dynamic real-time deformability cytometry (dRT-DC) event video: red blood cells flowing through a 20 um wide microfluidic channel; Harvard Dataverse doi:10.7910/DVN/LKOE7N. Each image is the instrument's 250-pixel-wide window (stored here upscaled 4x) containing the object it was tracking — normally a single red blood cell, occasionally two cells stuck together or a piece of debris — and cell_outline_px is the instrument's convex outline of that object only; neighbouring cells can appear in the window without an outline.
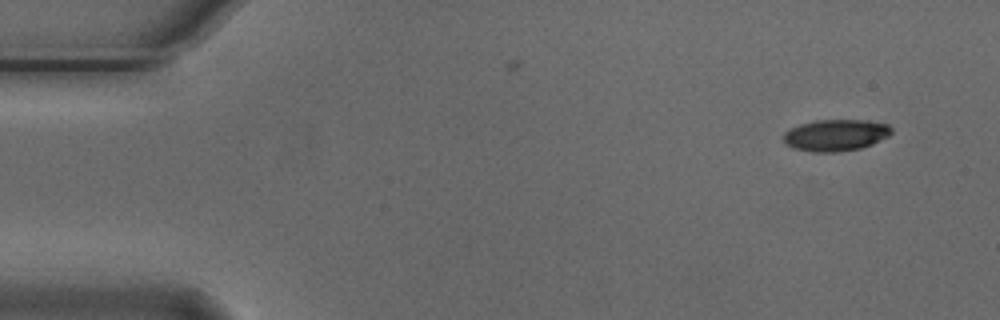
{"species": "Egyptian fruit bat (a non-hibernating species)", "species_latin": "Rousettus aegyptiacus", "temperature_condition": "cold", "stored_images_in_passage": 2, "camera_frame_rate_fps": 3000, "um_per_image_px": 0.085, "animal": {"sex": "male"}, "frame": {"image": 1, "passage_image": 2, "time_ms": 0.333, "image_size_px": [1000, 320], "cell_outline_px": [[892, 132], [888, 136], [872, 144], [860, 148], [840, 152], [812, 152], [792, 148], [784, 140], [784, 132], [800, 124], [816, 120], [868, 120], [888, 124], [892, 128]], "centroid_in_image_um": [71.05, 11.49], "position_along_channel_um": 13.9, "area_um2": 19.88}}